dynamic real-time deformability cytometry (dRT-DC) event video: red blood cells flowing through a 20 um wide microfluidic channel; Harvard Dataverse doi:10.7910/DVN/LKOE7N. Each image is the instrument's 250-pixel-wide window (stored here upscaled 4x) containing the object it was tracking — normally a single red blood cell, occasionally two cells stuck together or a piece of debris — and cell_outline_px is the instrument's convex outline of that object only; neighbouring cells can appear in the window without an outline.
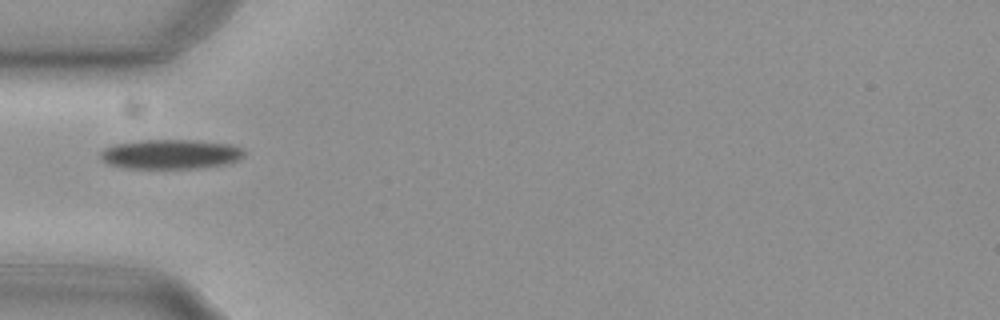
{"species": "common noctule bat (a hibernating species)", "species_latin": "Nyctalus noctula", "temperature_condition": "cold", "stored_images_in_passage": 36, "camera_frame_rate_fps": 3000, "um_per_image_px": 0.085, "animal": {"sex": "female", "body_mass_g": 29.2, "forearm_length_mm": 56.3}, "frame": {"image": 1, "passage_image": 1, "time_ms": 0.0, "image_size_px": [1000, 320], "cell_outline_px": [[244, 156], [236, 160], [220, 164], [196, 168], [128, 168], [108, 164], [100, 156], [100, 152], [104, 148], [112, 144], [136, 140], [196, 140], [232, 144], [240, 148], [244, 152]], "centroid_in_image_um": [14.44, 13.08], "position_along_channel_um": 70.6, "area_um2": 24.62}}
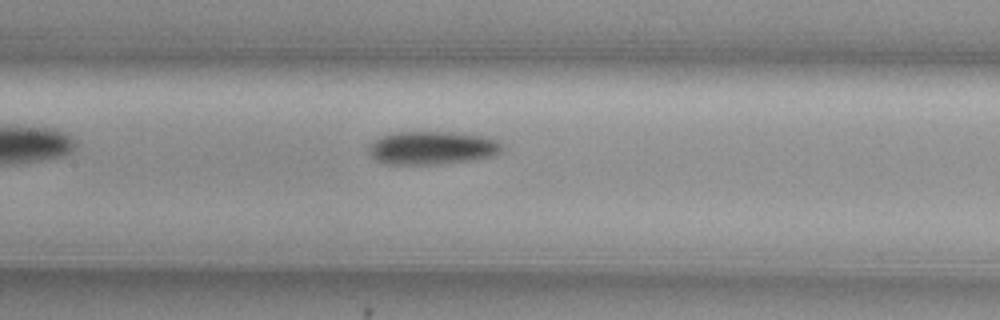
{"frame": {"image": 2, "passage_image": 9, "time_ms": 2.667, "image_size_px": [1000, 320], "cell_outline_px": [[504, 148], [500, 152], [492, 156], [468, 160], [432, 164], [384, 164], [376, 160], [368, 152], [368, 144], [380, 136], [396, 132], [460, 132], [488, 136], [496, 140]], "centroid_in_image_um": [36.7, 12.55], "position_along_channel_um": 170.7, "area_um2": 25.95}}
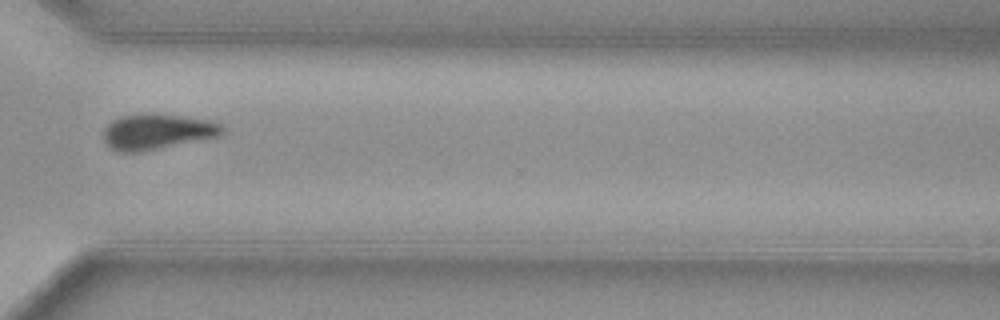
{"frame": {"image": 3, "passage_image": 24, "time_ms": 7.667, "image_size_px": [1000, 320], "cell_outline_px": [[224, 132], [216, 136], [140, 152], [120, 152], [112, 148], [104, 140], [104, 128], [112, 120], [120, 116], [140, 112], [152, 112], [184, 116], [208, 120], [220, 124], [224, 128]], "centroid_in_image_um": [13.31, 11.15], "position_along_channel_um": 357.3, "area_um2": 24.57}, "authors_computed_cell_mechanics": {"area_um2": 24.6517, "velocity_mm_per_s": 3.7425, "shape_relaxation_time_tau1_ms": 2.8859, "shape_relaxation_time_tau2_ms": null, "deformation_change_tau1": 0.1135, "deformation_change_tau2": null}}